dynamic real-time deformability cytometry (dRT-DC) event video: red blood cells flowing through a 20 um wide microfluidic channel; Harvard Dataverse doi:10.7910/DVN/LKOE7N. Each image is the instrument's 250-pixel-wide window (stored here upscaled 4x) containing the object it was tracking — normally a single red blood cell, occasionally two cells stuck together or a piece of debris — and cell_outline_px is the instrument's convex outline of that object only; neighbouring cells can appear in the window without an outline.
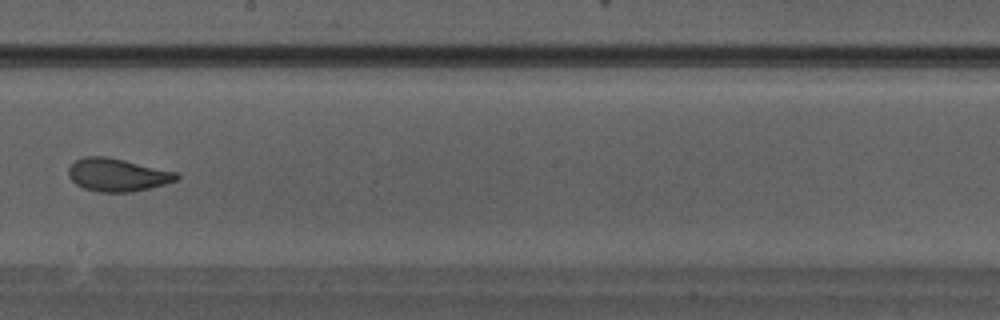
{"species": "Egyptian fruit bat (a non-hibernating species)", "species_latin": "Rousettus aegyptiacus", "temperature_condition": "warm", "stored_images_in_passage": 27, "camera_frame_rate_fps": 3000, "um_per_image_px": 0.085, "animal": {"sex": "male"}, "frame": {"image": 1, "passage_image": 12, "time_ms": 3.667, "image_size_px": [1000, 320], "cell_outline_px": [[180, 176], [176, 180], [164, 184], [132, 192], [100, 192], [84, 188], [76, 184], [68, 176], [68, 168], [76, 160], [84, 156], [104, 156], [124, 160], [176, 172]], "centroid_in_image_um": [9.95, 14.86], "position_along_channel_um": 238.3, "area_um2": 20.52}}